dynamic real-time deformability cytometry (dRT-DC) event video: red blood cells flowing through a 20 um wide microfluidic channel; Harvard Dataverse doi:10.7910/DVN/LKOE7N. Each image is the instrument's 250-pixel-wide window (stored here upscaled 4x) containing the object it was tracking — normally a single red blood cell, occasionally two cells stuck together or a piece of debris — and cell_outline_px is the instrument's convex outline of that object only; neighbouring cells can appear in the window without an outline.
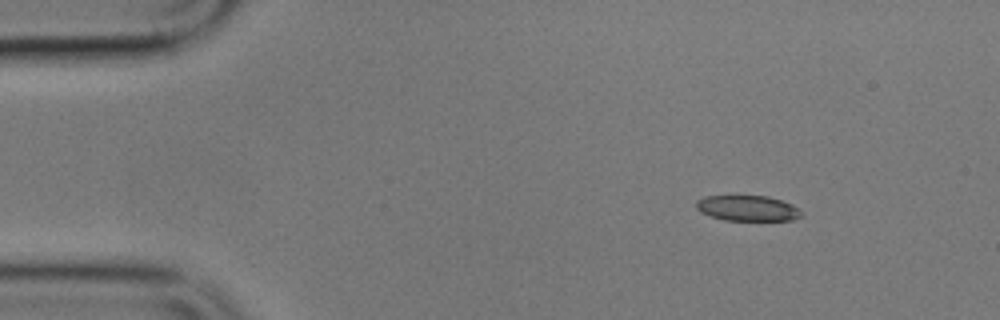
{"species": "common noctule bat (a hibernating species)", "species_latin": "Nyctalus noctula", "temperature_condition": "cold", "stored_images_in_passage": 5, "camera_frame_rate_fps": 3000, "um_per_image_px": 0.085, "animal": {"sex": "male", "body_mass_g": 17.9}, "frame": {"image": 1, "passage_image": 1, "time_ms": 0.0, "image_size_px": [1000, 320], "cell_outline_px": [[800, 216], [792, 220], [724, 220], [700, 212], [696, 208], [696, 200], [704, 196], [736, 192], [768, 196], [792, 204], [800, 212]], "centroid_in_image_um": [63.44, 17.63], "position_along_channel_um": 21.6, "area_um2": 16.36}}
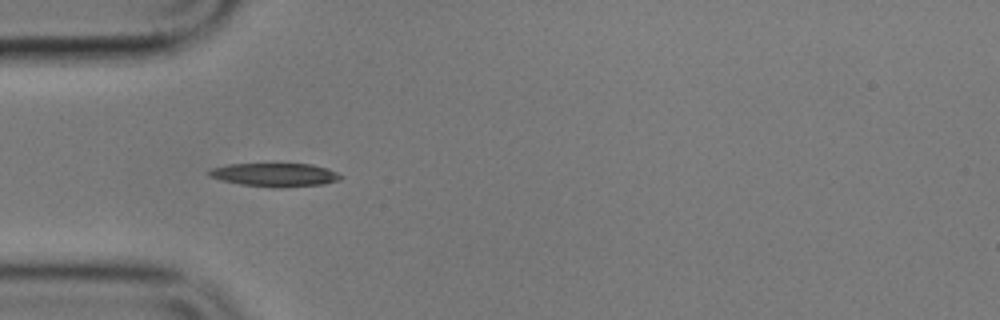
{"frame": {"image": 2, "passage_image": 4, "time_ms": 3.333, "image_size_px": [1000, 320], "cell_outline_px": [[344, 176], [340, 180], [324, 184], [280, 188], [272, 188], [240, 184], [220, 180], [208, 176], [208, 172], [212, 168], [228, 164], [312, 164], [328, 168]], "centroid_in_image_um": [23.39, 14.87], "position_along_channel_um": 61.6, "area_um2": 18.21}}
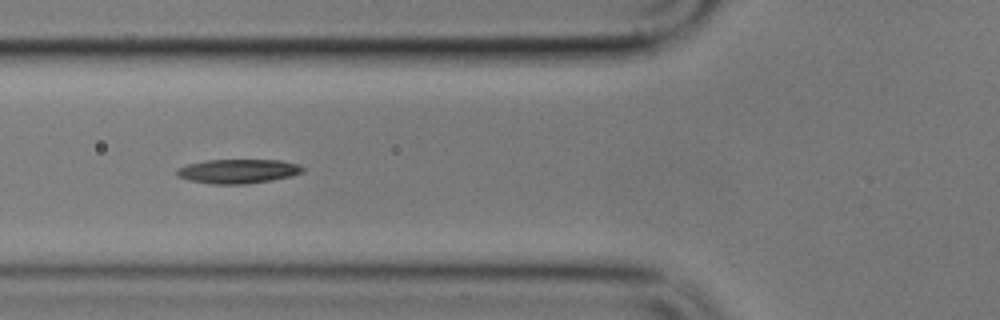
{"frame": {"image": 3, "passage_image": 5, "time_ms": 4.667, "image_size_px": [1000, 320], "cell_outline_px": [[304, 172], [292, 176], [272, 180], [244, 184], [212, 184], [188, 180], [176, 176], [176, 168], [188, 164], [208, 160], [280, 160], [296, 164], [304, 168]], "centroid_in_image_um": [20.21, 14.56], "position_along_channel_um": 105.6, "area_um2": 17.8}}